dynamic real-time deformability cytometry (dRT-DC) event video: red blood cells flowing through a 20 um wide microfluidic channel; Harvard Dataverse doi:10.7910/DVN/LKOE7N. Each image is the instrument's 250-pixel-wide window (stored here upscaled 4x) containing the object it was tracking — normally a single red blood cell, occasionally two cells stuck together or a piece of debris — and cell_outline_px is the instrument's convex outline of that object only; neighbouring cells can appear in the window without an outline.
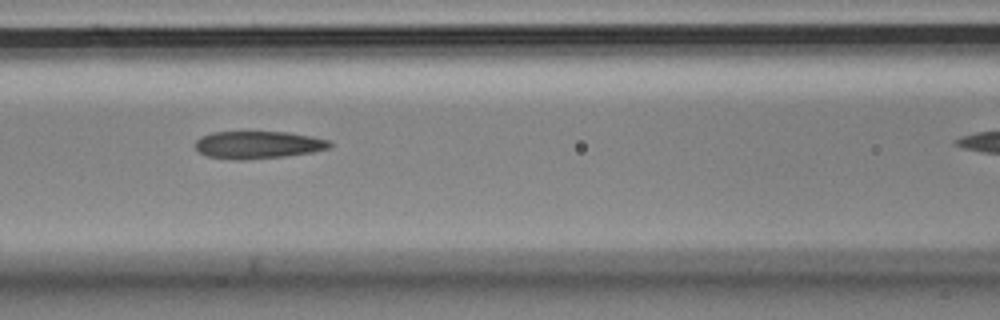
{"species": "Egyptian fruit bat (a non-hibernating species)", "species_latin": "Rousettus aegyptiacus", "temperature_condition": "cold", "stored_images_in_passage": 9, "camera_frame_rate_fps": 3000, "um_per_image_px": 0.085, "animal": {"sex": "male"}, "frame": {"image": 1, "passage_image": 3, "time_ms": 0.667, "image_size_px": [1000, 320], "cell_outline_px": [[332, 148], [312, 152], [284, 156], [244, 160], [236, 160], [208, 156], [200, 152], [196, 148], [196, 140], [200, 136], [212, 132], [288, 132], [312, 136], [328, 140], [332, 144]], "centroid_in_image_um": [21.95, 12.31], "position_along_channel_um": 144.6, "area_um2": 21.56}}
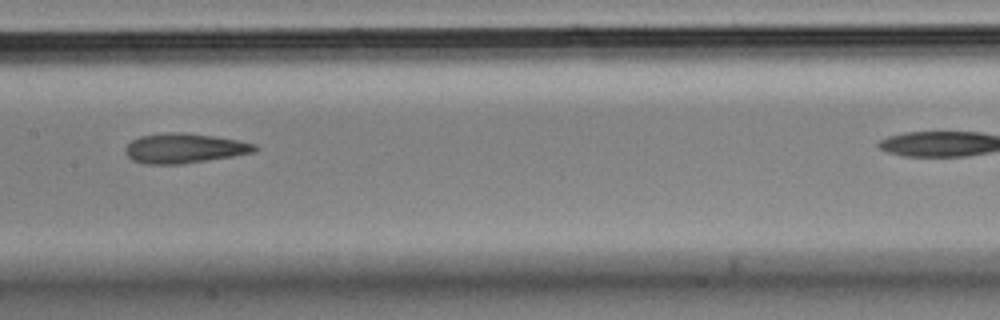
{"frame": {"image": 2, "passage_image": 4, "time_ms": 1.0, "image_size_px": [1000, 320], "cell_outline_px": [[260, 148], [256, 152], [232, 156], [180, 164], [144, 164], [132, 160], [124, 152], [124, 148], [132, 140], [140, 136], [168, 132], [184, 132], [240, 140], [256, 144]], "centroid_in_image_um": [15.68, 12.6], "position_along_channel_um": 191.7, "area_um2": 22.54}}
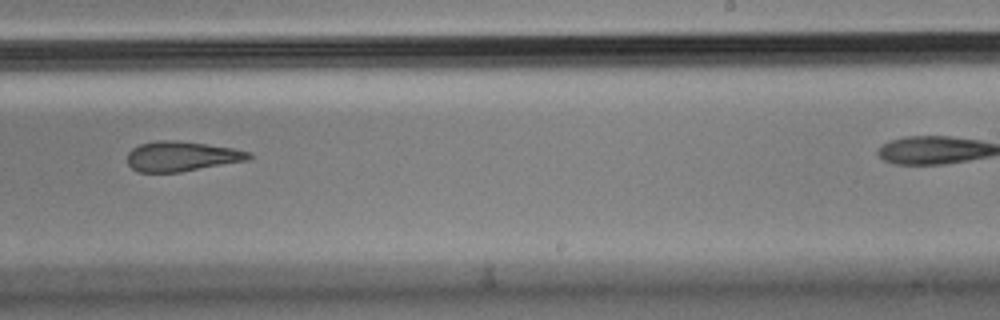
{"frame": {"image": 3, "passage_image": 6, "time_ms": 1.667, "image_size_px": [1000, 320], "cell_outline_px": [[252, 156], [248, 160], [180, 172], [136, 172], [128, 164], [128, 152], [132, 148], [140, 144], [160, 140], [172, 140], [208, 144], [232, 148], [252, 152]], "centroid_in_image_um": [15.44, 13.29], "position_along_channel_um": 273.6, "area_um2": 21.15}}